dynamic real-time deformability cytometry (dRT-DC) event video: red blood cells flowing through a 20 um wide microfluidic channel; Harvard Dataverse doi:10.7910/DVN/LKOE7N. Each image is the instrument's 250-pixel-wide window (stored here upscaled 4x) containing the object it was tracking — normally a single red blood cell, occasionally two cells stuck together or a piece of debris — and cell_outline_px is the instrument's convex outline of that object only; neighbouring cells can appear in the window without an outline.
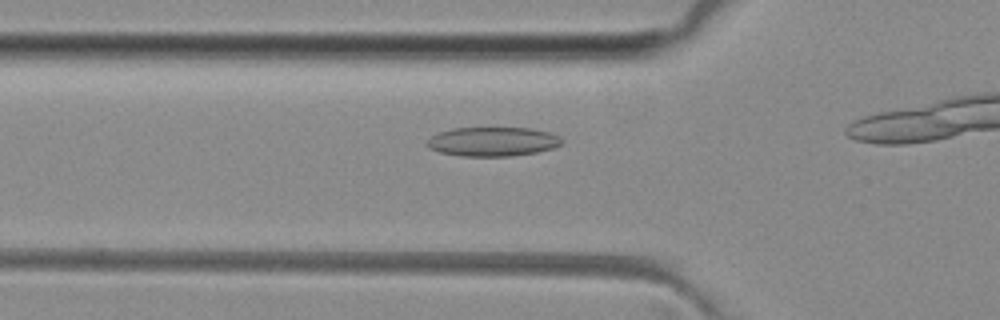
{"species": "common noctule bat (a hibernating species)", "species_latin": "Nyctalus noctula", "temperature_condition": "room temperature", "stored_images_in_passage": 7, "camera_frame_rate_fps": 3000, "um_per_image_px": 0.085, "animal": {"sex": "female", "body_mass_g": 29.2, "forearm_length_mm": 56.3}, "frame": {"image": 1, "passage_image": 3, "time_ms": 0.667, "image_size_px": [1000, 320], "cell_outline_px": [[564, 140], [560, 144], [552, 148], [536, 152], [512, 156], [460, 156], [440, 152], [428, 148], [424, 144], [432, 136], [440, 132], [452, 128], [532, 128], [552, 132], [560, 136]], "centroid_in_image_um": [41.89, 12.03], "position_along_channel_um": 83.9, "area_um2": 23.06}}
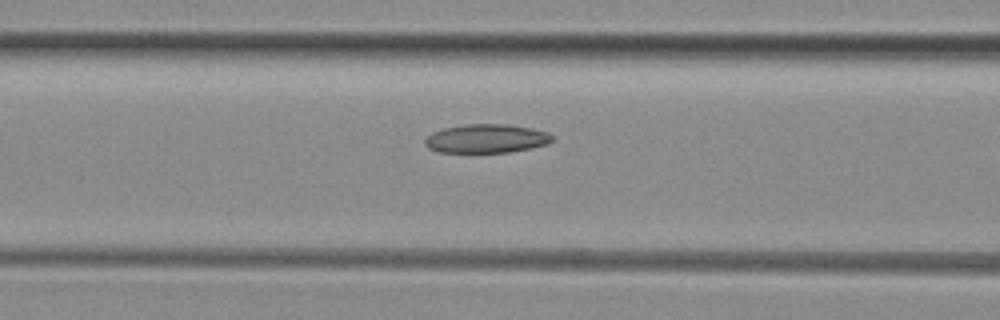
{"frame": {"image": 2, "passage_image": 6, "time_ms": 1.667, "image_size_px": [1000, 320], "cell_outline_px": [[556, 136], [548, 144], [508, 152], [436, 152], [428, 148], [424, 144], [424, 140], [432, 132], [444, 128], [464, 124], [508, 124], [532, 128], [548, 132]], "centroid_in_image_um": [41.34, 11.77], "position_along_channel_um": 125.3, "area_um2": 21.44}}